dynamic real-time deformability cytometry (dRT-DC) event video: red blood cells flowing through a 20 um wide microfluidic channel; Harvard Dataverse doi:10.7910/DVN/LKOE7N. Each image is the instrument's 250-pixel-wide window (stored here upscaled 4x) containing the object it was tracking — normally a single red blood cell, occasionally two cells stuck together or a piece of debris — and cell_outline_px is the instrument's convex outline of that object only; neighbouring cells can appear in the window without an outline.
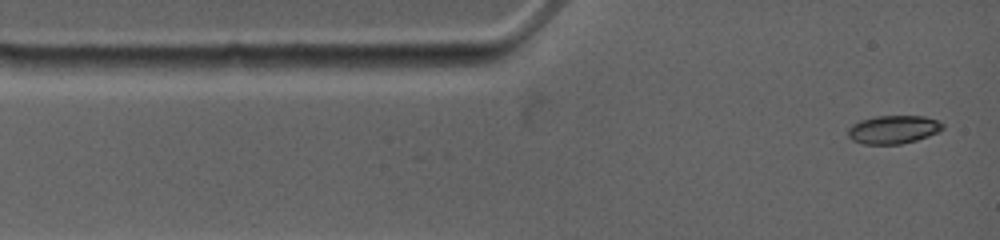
{"species": "common noctule bat (a hibernating species)", "species_latin": "Nyctalus noctula", "temperature_condition": "warm", "stored_images_in_passage": 13, "camera_frame_rate_fps": 4500, "um_per_image_px": 0.085, "animal": {"sex": "female", "body_mass_g": 19.0, "forearm_length_mm": 53.3}, "frame": {"image": 1, "passage_image": 1, "time_ms": 0.0, "image_size_px": [1000, 240], "cell_outline_px": [[944, 128], [928, 136], [916, 140], [900, 144], [864, 144], [852, 140], [848, 136], [848, 128], [852, 124], [860, 120], [876, 116], [924, 116], [936, 120], [944, 124]], "centroid_in_image_um": [75.91, 11.01], "position_along_channel_um": 9.1, "area_um2": 15.55}}
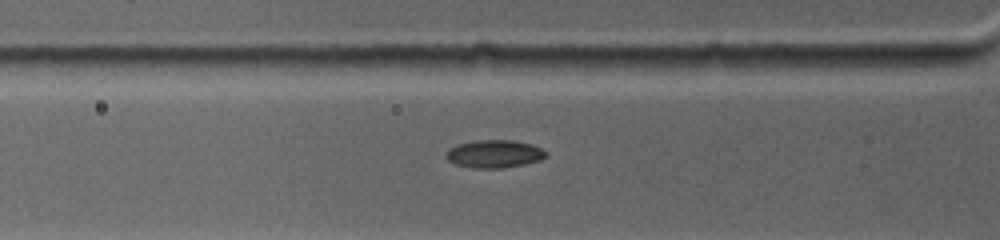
{"frame": {"image": 2, "passage_image": 8, "time_ms": 2.889, "image_size_px": [1000, 240], "cell_outline_px": [[548, 156], [540, 160], [524, 164], [504, 168], [472, 168], [456, 164], [448, 160], [444, 156], [444, 152], [448, 148], [456, 144], [472, 140], [512, 140], [532, 144], [548, 152]], "centroid_in_image_um": [41.98, 13.07], "position_along_channel_um": 83.8, "area_um2": 16.53}}
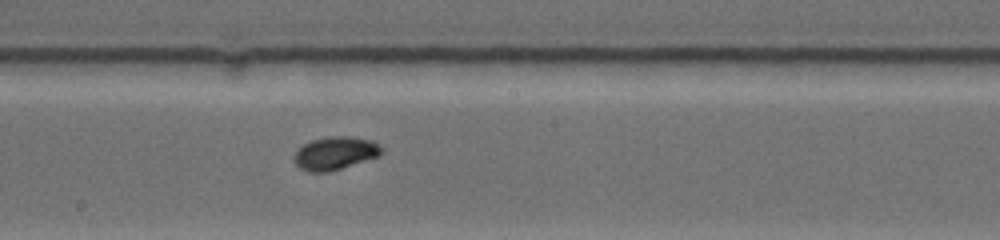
{"frame": {"image": 3, "passage_image": 13, "time_ms": 6.444, "image_size_px": [1000, 240], "cell_outline_px": [[384, 148], [380, 156], [332, 172], [308, 172], [300, 168], [292, 160], [292, 156], [296, 148], [312, 140], [328, 136], [348, 136], [368, 140]], "centroid_in_image_um": [28.44, 13.04], "position_along_channel_um": 219.8, "area_um2": 17.17}}